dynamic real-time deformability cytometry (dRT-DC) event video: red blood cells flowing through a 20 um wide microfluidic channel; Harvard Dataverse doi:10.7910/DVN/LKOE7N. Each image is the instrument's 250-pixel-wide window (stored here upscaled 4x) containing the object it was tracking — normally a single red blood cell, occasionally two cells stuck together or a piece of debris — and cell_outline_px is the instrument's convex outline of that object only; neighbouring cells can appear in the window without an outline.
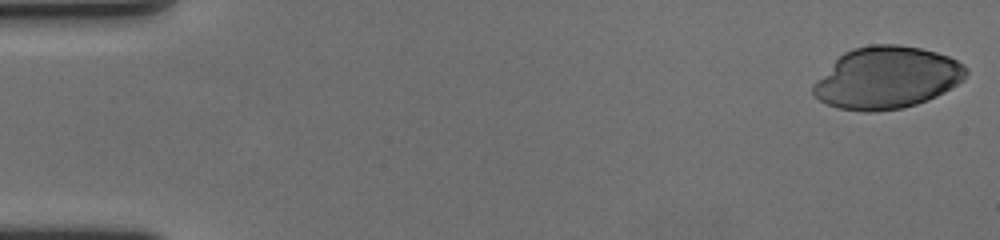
{"species": "human", "species_latin": "Homo sapiens", "temperature_condition": "cold", "stored_images_in_passage": 58, "camera_frame_rate_fps": 3000, "um_per_image_px": 0.085, "donor": {"sex": "female"}, "frame": {"image": 1, "passage_image": 1, "time_ms": 0.0, "image_size_px": [1000, 240], "cell_outline_px": [[968, 72], [964, 80], [944, 92], [928, 100], [904, 108], [876, 112], [864, 112], [836, 108], [820, 100], [812, 92], [812, 84], [844, 52], [852, 48], [872, 44], [896, 44], [920, 48], [936, 52], [948, 56], [964, 64], [968, 68]], "centroid_in_image_um": [75.39, 6.62], "position_along_channel_um": 9.6, "area_um2": 55.37}}
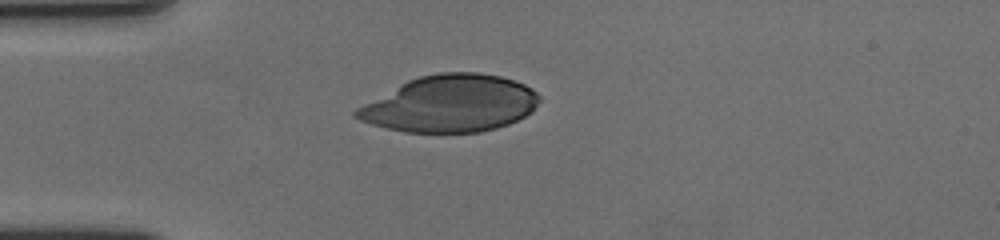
{"frame": {"image": 2, "passage_image": 16, "time_ms": 5.0, "image_size_px": [1000, 240], "cell_outline_px": [[540, 100], [532, 112], [508, 124], [496, 128], [480, 132], [404, 132], [372, 124], [360, 120], [352, 116], [352, 112], [356, 108], [400, 84], [408, 80], [420, 76], [440, 72], [476, 72], [500, 76], [524, 84], [532, 88], [540, 96]], "centroid_in_image_um": [38.27, 8.81], "position_along_channel_um": 46.7, "area_um2": 60.4}}